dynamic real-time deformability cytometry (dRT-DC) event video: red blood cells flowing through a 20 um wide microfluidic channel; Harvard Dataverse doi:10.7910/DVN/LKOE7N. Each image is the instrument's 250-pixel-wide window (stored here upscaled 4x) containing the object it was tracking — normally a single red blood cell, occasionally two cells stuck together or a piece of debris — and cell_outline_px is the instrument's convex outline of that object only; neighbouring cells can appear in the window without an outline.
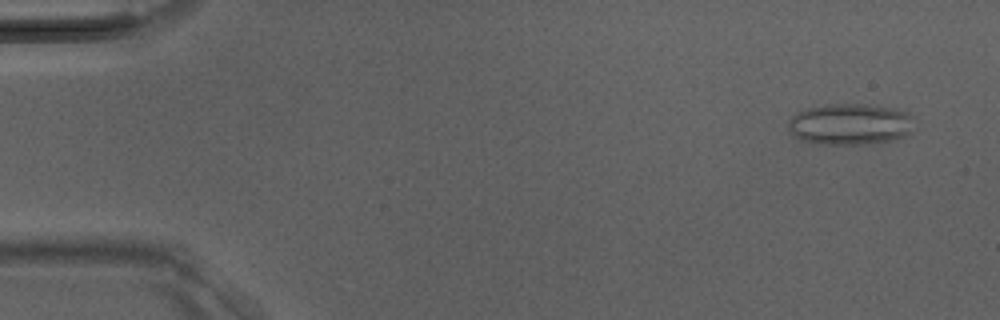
{"species": "Egyptian fruit bat (a non-hibernating species)", "species_latin": "Rousettus aegyptiacus", "temperature_condition": "room temperature", "stored_images_in_passage": 8, "camera_frame_rate_fps": 3000, "um_per_image_px": 0.085, "animal": {"sex": "male"}, "frame": {"image": 1, "passage_image": 2, "time_ms": 0.333, "image_size_px": [1000, 320], "cell_outline_px": [[912, 132], [908, 136], [896, 140], [868, 144], [820, 144], [804, 140], [788, 132], [788, 120], [796, 112], [808, 108], [824, 104], [868, 104], [900, 108], [908, 112], [912, 116]], "centroid_in_image_um": [72.31, 10.55], "position_along_channel_um": 12.7, "area_um2": 30.92}}